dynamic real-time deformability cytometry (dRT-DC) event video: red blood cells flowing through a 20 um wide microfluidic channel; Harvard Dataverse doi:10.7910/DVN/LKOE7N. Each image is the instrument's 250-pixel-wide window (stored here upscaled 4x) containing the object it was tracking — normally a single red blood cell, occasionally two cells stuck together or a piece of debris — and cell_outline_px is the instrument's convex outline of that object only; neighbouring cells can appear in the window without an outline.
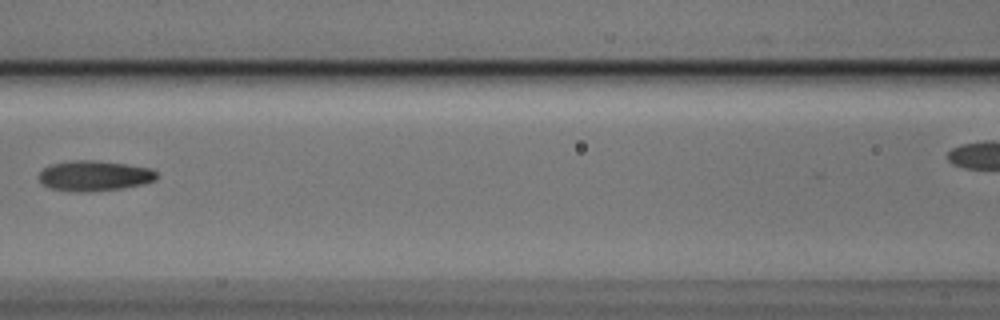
{"species": "Egyptian fruit bat (a non-hibernating species)", "species_latin": "Rousettus aegyptiacus", "temperature_condition": "cold", "stored_images_in_passage": 8, "camera_frame_rate_fps": 3000, "um_per_image_px": 0.085, "animal": {"sex": "male"}, "frame": {"image": 1, "passage_image": 7, "time_ms": 2.0, "image_size_px": [1000, 320], "cell_outline_px": [[156, 180], [144, 184], [120, 188], [84, 192], [80, 192], [52, 188], [44, 184], [36, 176], [44, 168], [52, 164], [72, 160], [92, 160], [124, 164], [152, 168], [156, 172]], "centroid_in_image_um": [8.02, 14.93], "position_along_channel_um": 158.6, "area_um2": 20.58}}